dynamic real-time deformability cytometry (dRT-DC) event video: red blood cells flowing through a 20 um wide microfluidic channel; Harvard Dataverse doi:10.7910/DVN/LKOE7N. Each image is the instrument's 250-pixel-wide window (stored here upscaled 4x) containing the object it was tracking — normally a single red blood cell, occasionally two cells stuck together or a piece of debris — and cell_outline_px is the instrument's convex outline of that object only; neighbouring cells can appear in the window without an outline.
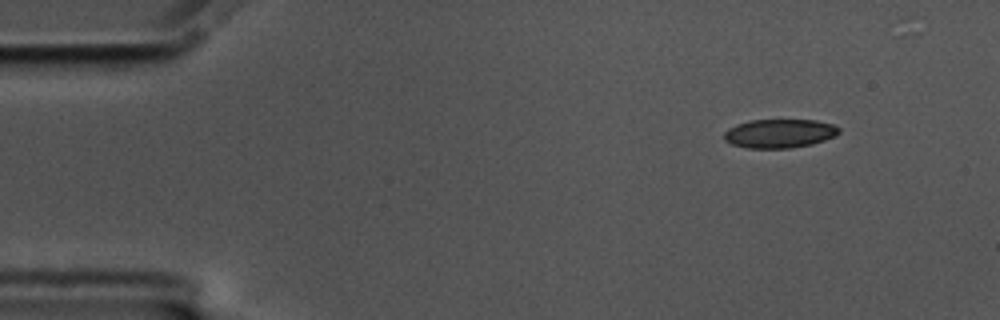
{"species": "common noctule bat (a hibernating species)", "species_latin": "Nyctalus noctula", "temperature_condition": "cold", "stored_images_in_passage": 52, "camera_frame_rate_fps": 3000, "um_per_image_px": 0.085, "animal": {"sex": "male", "body_mass_g": 17.5, "forearm_length_mm": 52.3}, "frame": {"image": 1, "passage_image": 1, "time_ms": 0.0, "image_size_px": [1000, 320], "cell_outline_px": [[840, 132], [836, 136], [812, 144], [792, 148], [748, 148], [732, 144], [724, 140], [724, 132], [728, 128], [736, 124], [748, 120], [816, 120], [832, 124], [840, 128]], "centroid_in_image_um": [66.25, 11.34], "position_along_channel_um": 18.7, "area_um2": 19.42}}
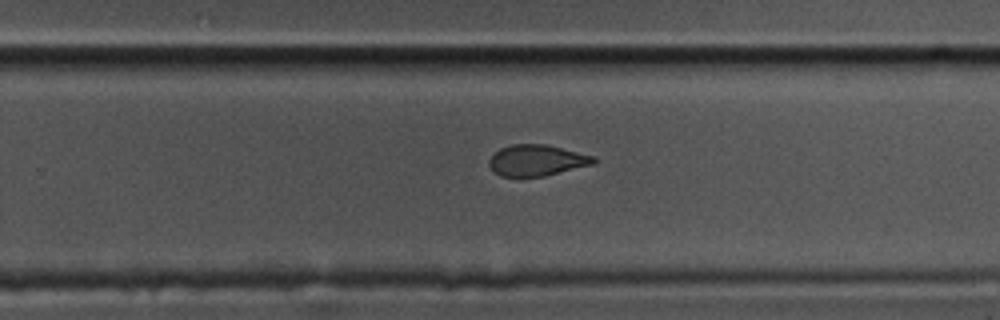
{"frame": {"image": 2, "passage_image": 31, "time_ms": 10.0, "image_size_px": [1000, 320], "cell_outline_px": [[596, 164], [544, 176], [500, 176], [488, 164], [488, 160], [500, 148], [512, 144], [548, 144], [596, 156]], "centroid_in_image_um": [45.68, 13.61], "position_along_channel_um": 284.1, "area_um2": 19.07}}
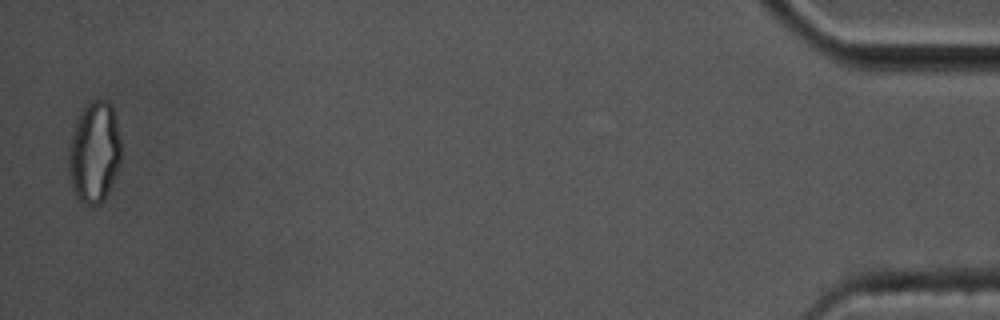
{"frame": {"image": 3, "passage_image": 51, "time_ms": 16.667, "image_size_px": [1000, 320], "cell_outline_px": [[120, 164], [108, 192], [104, 200], [100, 204], [84, 204], [76, 196], [72, 184], [68, 164], [68, 144], [76, 124], [84, 108], [92, 100], [104, 100], [112, 108], [120, 140]], "centroid_in_image_um": [8.01, 12.99], "position_along_channel_um": 427.2, "area_um2": 30.29}, "authors_computed_cell_mechanics": {"area_um2": 20.4034, "velocity_mm_per_s": 3.513, "shape_relaxation_time_tau1_ms": null, "shape_relaxation_time_tau2_ms": 2.202, "deformation_change_tau1": null, "deformation_change_tau2": 0.0741}}